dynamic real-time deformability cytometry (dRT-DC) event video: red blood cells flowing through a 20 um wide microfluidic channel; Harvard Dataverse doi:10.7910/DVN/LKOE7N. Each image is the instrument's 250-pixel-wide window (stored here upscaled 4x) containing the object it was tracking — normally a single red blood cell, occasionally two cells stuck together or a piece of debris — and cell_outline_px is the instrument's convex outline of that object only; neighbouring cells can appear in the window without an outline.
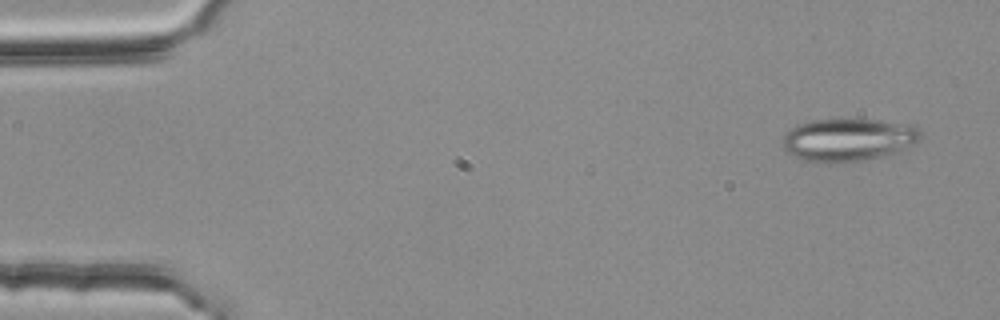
{"species": "common noctule bat (a hibernating species)", "species_latin": "Nyctalus noctula", "temperature_condition": "room temperature", "stored_images_in_passage": 54, "camera_frame_rate_fps": 3000, "um_per_image_px": 0.085, "animal": {"sex": "female", "body_mass_g": 25.1}, "frame": {"image": 1, "passage_image": 3, "time_ms": 0.667, "image_size_px": [1000, 320], "cell_outline_px": [[920, 140], [904, 152], [892, 156], [860, 160], [800, 160], [788, 156], [784, 148], [784, 136], [788, 128], [812, 120], [840, 116], [912, 124], [920, 128]], "centroid_in_image_um": [72.17, 11.82], "position_along_channel_um": 12.8, "area_um2": 35.32}}
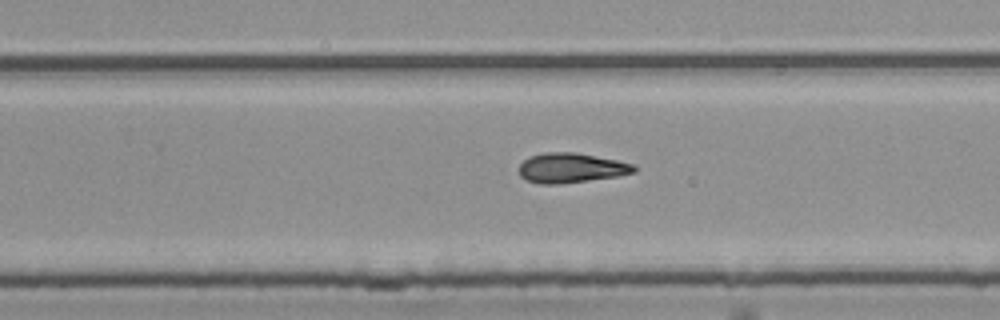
{"frame": {"image": 2, "passage_image": 34, "time_ms": 11.0, "image_size_px": [1000, 320], "cell_outline_px": [[636, 172], [616, 176], [560, 184], [540, 184], [528, 180], [520, 176], [520, 164], [528, 156], [544, 152], [576, 152], [616, 160], [632, 164], [636, 168]], "centroid_in_image_um": [48.51, 14.26], "position_along_channel_um": 281.3, "area_um2": 19.83}}
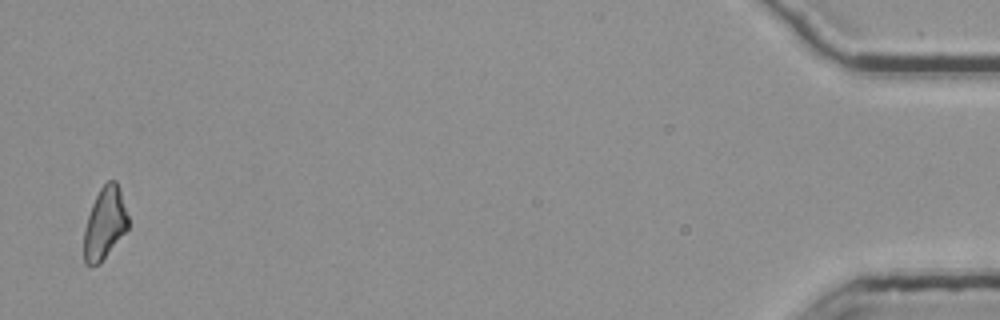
{"frame": {"image": 3, "passage_image": 53, "time_ms": 17.333, "image_size_px": [1000, 320], "cell_outline_px": [[128, 228], [100, 264], [84, 264], [84, 228], [92, 204], [100, 188], [108, 180], [116, 180], [120, 188], [128, 216]], "centroid_in_image_um": [8.91, 18.97], "position_along_channel_um": 426.3, "area_um2": 18.44}, "authors_computed_cell_mechanics": {"area_um2": 20.1433, "velocity_mm_per_s": 3.7746, "shape_relaxation_time_tau1_ms": null, "shape_relaxation_time_tau2_ms": 5.392, "deformation_change_tau1": null, "deformation_change_tau2": 0.1555}}